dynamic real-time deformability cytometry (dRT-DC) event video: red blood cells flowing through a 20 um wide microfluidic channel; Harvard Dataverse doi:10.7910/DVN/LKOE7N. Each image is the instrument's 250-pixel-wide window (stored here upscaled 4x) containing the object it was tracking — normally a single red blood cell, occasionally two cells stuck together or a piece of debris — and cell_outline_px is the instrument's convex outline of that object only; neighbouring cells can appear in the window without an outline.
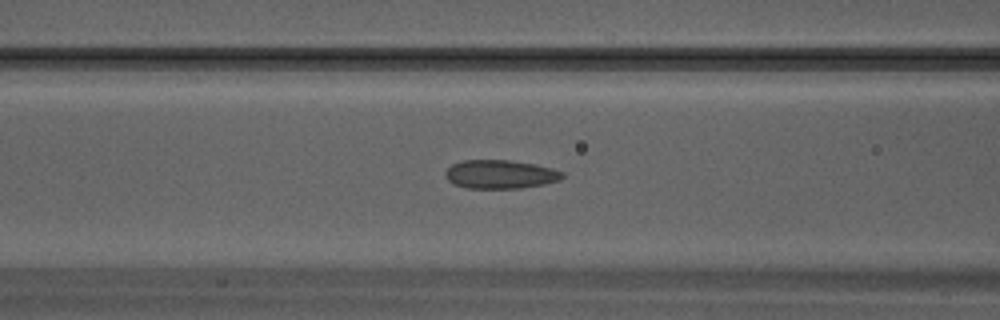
{"species": "Egyptian fruit bat (a non-hibernating species)", "species_latin": "Rousettus aegyptiacus", "temperature_condition": "warm", "stored_images_in_passage": 32, "camera_frame_rate_fps": 3000, "um_per_image_px": 0.085, "animal": {"sex": "male"}, "frame": {"image": 1, "passage_image": 14, "time_ms": 4.333, "image_size_px": [1000, 320], "cell_outline_px": [[564, 176], [560, 180], [544, 184], [520, 188], [468, 188], [452, 184], [444, 176], [444, 172], [452, 164], [464, 160], [508, 160], [536, 164], [552, 168], [564, 172]], "centroid_in_image_um": [42.52, 14.81], "position_along_channel_um": 124.1, "area_um2": 19.65}}
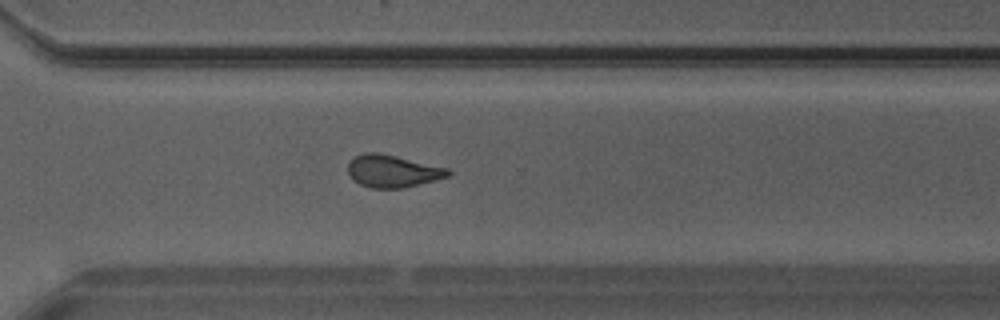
{"frame": {"image": 2, "passage_image": 24, "time_ms": 7.667, "image_size_px": [1000, 320], "cell_outline_px": [[452, 172], [448, 176], [404, 188], [372, 188], [360, 184], [352, 180], [348, 172], [348, 164], [356, 156], [364, 152], [380, 152], [448, 168]], "centroid_in_image_um": [33.35, 14.54], "position_along_channel_um": 337.2, "area_um2": 18.84}}
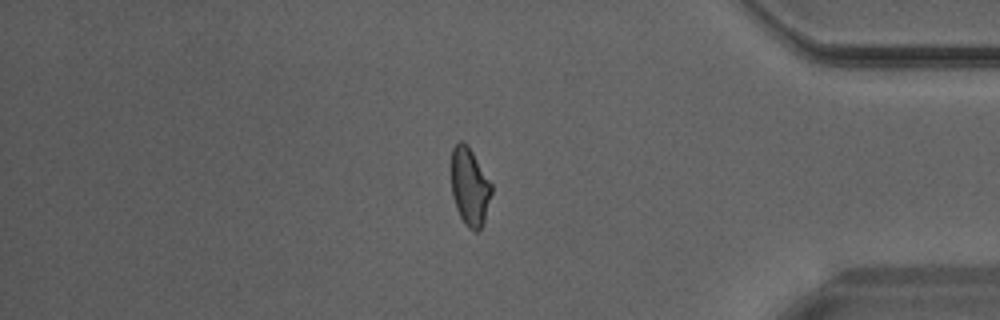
{"frame": {"image": 3, "passage_image": 28, "time_ms": 9.0, "image_size_px": [1000, 320], "cell_outline_px": [[492, 192], [484, 220], [480, 228], [476, 232], [472, 232], [468, 228], [460, 216], [456, 208], [452, 196], [452, 148], [460, 140], [468, 144], [492, 184]], "centroid_in_image_um": [39.93, 15.87], "position_along_channel_um": 395.3, "area_um2": 18.21}}